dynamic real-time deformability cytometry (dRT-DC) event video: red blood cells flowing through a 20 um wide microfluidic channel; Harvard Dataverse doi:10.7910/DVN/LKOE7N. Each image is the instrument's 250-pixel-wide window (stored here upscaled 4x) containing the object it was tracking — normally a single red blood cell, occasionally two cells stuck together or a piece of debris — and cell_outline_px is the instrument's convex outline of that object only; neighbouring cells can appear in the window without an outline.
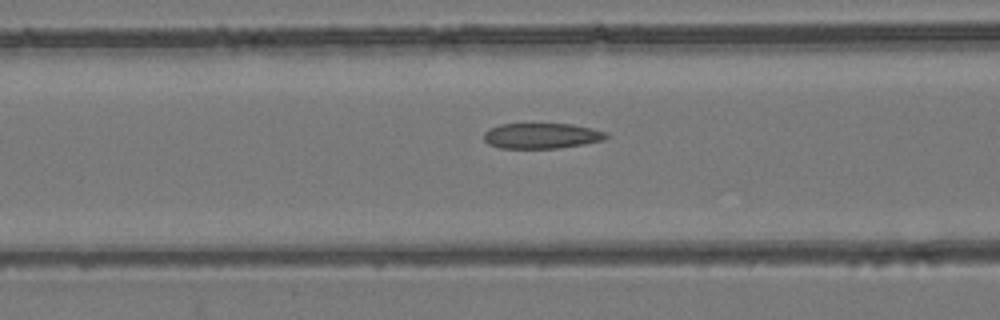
{"species": "common noctule bat (a hibernating species)", "species_latin": "Nyctalus noctula", "temperature_condition": "room temperature", "stored_images_in_passage": 54, "camera_frame_rate_fps": 3000, "um_per_image_px": 0.085, "animal": {"sex": "female", "body_mass_g": 24.6, "forearm_length_mm": 56.2}, "frame": {"image": 1, "passage_image": 22, "time_ms": 7.0, "image_size_px": [1000, 320], "cell_outline_px": [[608, 136], [604, 140], [584, 144], [560, 148], [500, 148], [488, 144], [484, 140], [484, 132], [488, 128], [500, 124], [572, 124], [592, 128], [608, 132]], "centroid_in_image_um": [46.04, 11.54], "position_along_channel_um": 120.6, "area_um2": 18.32}}
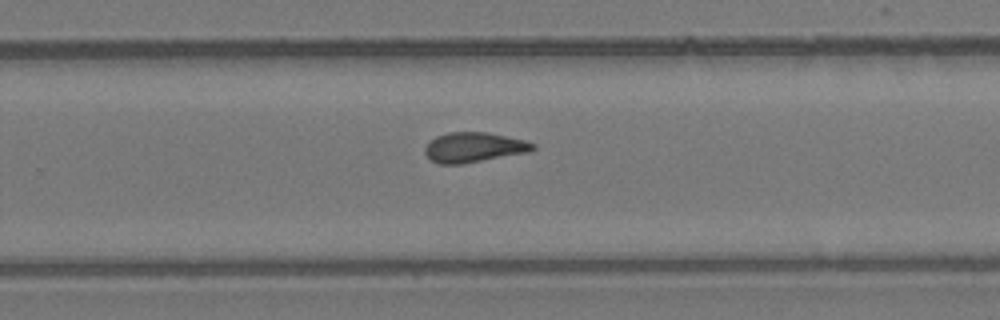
{"frame": {"image": 2, "passage_image": 35, "time_ms": 11.333, "image_size_px": [1000, 320], "cell_outline_px": [[536, 148], [532, 152], [464, 164], [440, 164], [432, 160], [424, 152], [424, 148], [436, 136], [448, 132], [488, 132], [524, 140], [536, 144]], "centroid_in_image_um": [40.33, 12.53], "position_along_channel_um": 289.5, "area_um2": 19.02}}
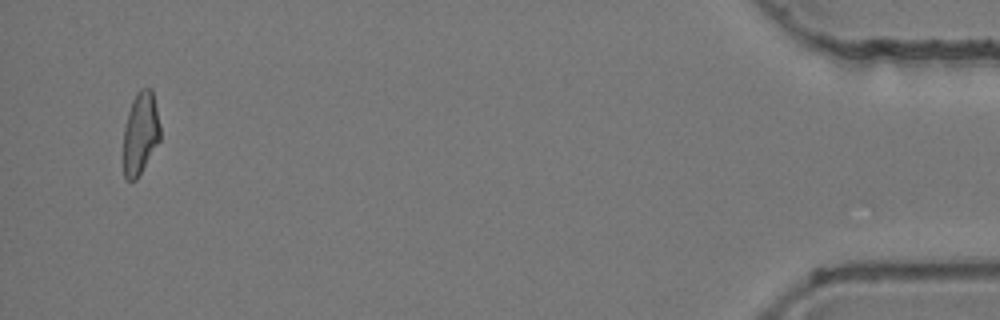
{"frame": {"image": 3, "passage_image": 52, "time_ms": 17.0, "image_size_px": [1000, 320], "cell_outline_px": [[160, 140], [136, 180], [128, 180], [124, 176], [124, 128], [128, 112], [132, 100], [136, 92], [140, 88], [152, 88], [160, 124]], "centroid_in_image_um": [11.94, 11.29], "position_along_channel_um": 423.3, "area_um2": 17.63}, "authors_computed_cell_mechanics": {"area_um2": 18.9873, "velocity_mm_per_s": 3.904, "shape_relaxation_time_tau1_ms": null, "shape_relaxation_time_tau2_ms": 2.4558, "deformation_change_tau1": null, "deformation_change_tau2": 0.103}}